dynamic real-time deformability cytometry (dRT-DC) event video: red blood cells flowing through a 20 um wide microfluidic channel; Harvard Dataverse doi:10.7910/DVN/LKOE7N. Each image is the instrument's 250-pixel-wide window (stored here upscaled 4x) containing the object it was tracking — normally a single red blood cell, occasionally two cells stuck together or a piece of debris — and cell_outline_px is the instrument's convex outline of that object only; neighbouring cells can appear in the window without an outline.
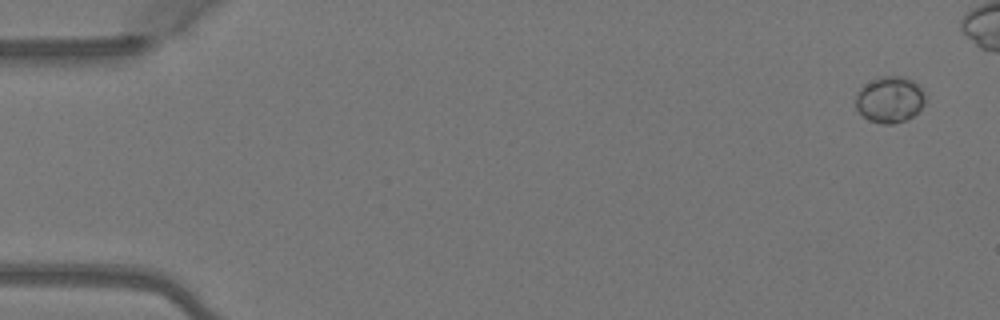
{"species": "Egyptian fruit bat (a non-hibernating species)", "species_latin": "Rousettus aegyptiacus", "temperature_condition": "warm", "stored_images_in_passage": 5, "camera_frame_rate_fps": 3000, "um_per_image_px": 0.085, "animal": {"sex": "female"}, "frame": {"image": 1, "passage_image": 1, "time_ms": 0.0, "image_size_px": [1000, 320], "cell_outline_px": [[924, 104], [912, 116], [904, 120], [892, 124], [884, 124], [868, 120], [856, 108], [856, 92], [864, 84], [880, 76], [904, 76], [920, 84], [924, 88]], "centroid_in_image_um": [75.63, 8.43], "position_along_channel_um": 9.4, "area_um2": 18.84}}
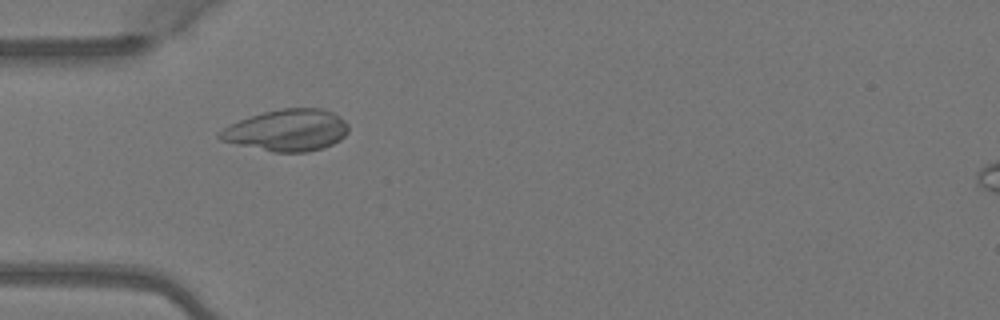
{"frame": {"image": 2, "passage_image": 4, "time_ms": 1.0, "image_size_px": [1000, 320], "cell_outline_px": [[348, 132], [340, 140], [332, 144], [308, 152], [272, 152], [236, 144], [220, 140], [216, 136], [224, 128], [240, 120], [264, 112], [280, 108], [324, 108], [340, 116], [348, 124]], "centroid_in_image_um": [24.42, 11.07], "position_along_channel_um": 60.6, "area_um2": 31.15}}
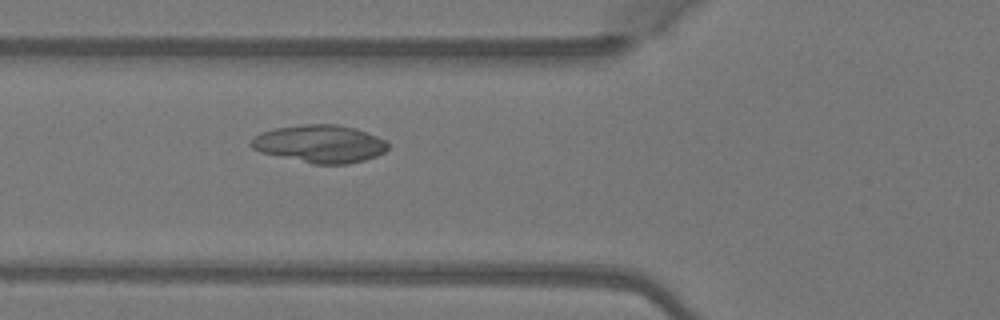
{"frame": {"image": 3, "passage_image": 5, "time_ms": 1.333, "image_size_px": [1000, 320], "cell_outline_px": [[388, 148], [384, 152], [376, 156], [364, 160], [348, 164], [312, 164], [260, 152], [252, 148], [248, 144], [260, 132], [276, 128], [304, 124], [340, 124], [356, 128], [368, 132], [384, 140], [388, 144]], "centroid_in_image_um": [27.19, 12.22], "position_along_channel_um": 98.6, "area_um2": 30.17}}